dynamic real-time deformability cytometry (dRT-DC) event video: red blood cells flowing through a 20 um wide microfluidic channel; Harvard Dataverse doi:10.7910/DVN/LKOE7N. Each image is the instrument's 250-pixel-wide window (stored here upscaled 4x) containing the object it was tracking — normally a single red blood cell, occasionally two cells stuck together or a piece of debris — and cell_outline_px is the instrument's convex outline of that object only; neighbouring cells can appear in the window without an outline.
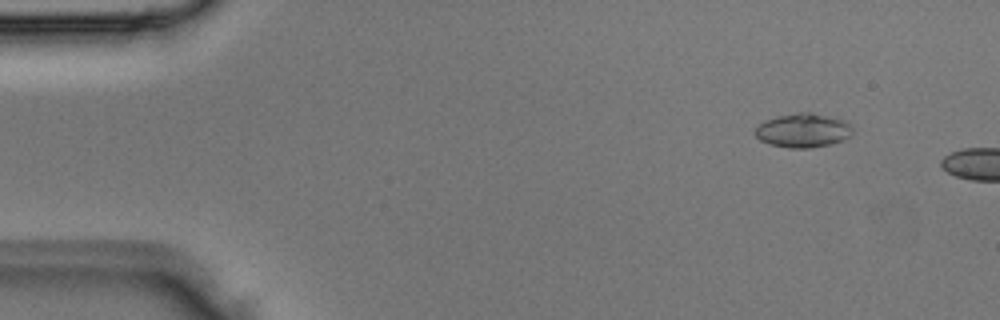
{"species": "Egyptian fruit bat (a non-hibernating species)", "species_latin": "Rousettus aegyptiacus", "temperature_condition": "room temperature", "stored_images_in_passage": 2, "camera_frame_rate_fps": 3000, "um_per_image_px": 0.085, "animal": {"sex": "male"}, "frame": {"image": 1, "passage_image": 1, "time_ms": 0.0, "image_size_px": [1000, 320], "cell_outline_px": [[852, 132], [844, 140], [828, 144], [808, 148], [788, 148], [768, 144], [760, 140], [752, 132], [764, 120], [796, 112], [812, 112], [844, 120], [852, 128]], "centroid_in_image_um": [68.21, 11.08], "position_along_channel_um": 16.8, "area_um2": 19.25}}